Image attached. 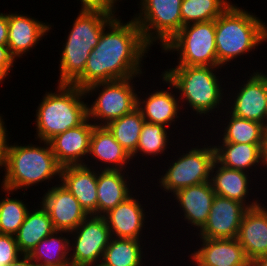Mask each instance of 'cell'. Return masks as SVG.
Returning a JSON list of instances; mask_svg holds the SVG:
<instances>
[{
	"mask_svg": "<svg viewBox=\"0 0 267 266\" xmlns=\"http://www.w3.org/2000/svg\"><path fill=\"white\" fill-rule=\"evenodd\" d=\"M30 208L26 218L14 235L19 251L28 255L31 250L44 238L48 237L55 229L47 210L38 203Z\"/></svg>",
	"mask_w": 267,
	"mask_h": 266,
	"instance_id": "obj_27",
	"label": "cell"
},
{
	"mask_svg": "<svg viewBox=\"0 0 267 266\" xmlns=\"http://www.w3.org/2000/svg\"><path fill=\"white\" fill-rule=\"evenodd\" d=\"M247 209L241 202L215 195L206 224L196 232V241L198 238H237Z\"/></svg>",
	"mask_w": 267,
	"mask_h": 266,
	"instance_id": "obj_16",
	"label": "cell"
},
{
	"mask_svg": "<svg viewBox=\"0 0 267 266\" xmlns=\"http://www.w3.org/2000/svg\"><path fill=\"white\" fill-rule=\"evenodd\" d=\"M144 121L140 110L135 108L130 113L111 121L106 127L115 140L132 156L137 149Z\"/></svg>",
	"mask_w": 267,
	"mask_h": 266,
	"instance_id": "obj_32",
	"label": "cell"
},
{
	"mask_svg": "<svg viewBox=\"0 0 267 266\" xmlns=\"http://www.w3.org/2000/svg\"><path fill=\"white\" fill-rule=\"evenodd\" d=\"M7 266H39L28 255L22 254L16 261L11 262Z\"/></svg>",
	"mask_w": 267,
	"mask_h": 266,
	"instance_id": "obj_40",
	"label": "cell"
},
{
	"mask_svg": "<svg viewBox=\"0 0 267 266\" xmlns=\"http://www.w3.org/2000/svg\"><path fill=\"white\" fill-rule=\"evenodd\" d=\"M123 0H108V2L117 10L119 7V2H122ZM126 1V0H125ZM118 5V6H117Z\"/></svg>",
	"mask_w": 267,
	"mask_h": 266,
	"instance_id": "obj_43",
	"label": "cell"
},
{
	"mask_svg": "<svg viewBox=\"0 0 267 266\" xmlns=\"http://www.w3.org/2000/svg\"><path fill=\"white\" fill-rule=\"evenodd\" d=\"M16 60L10 55L7 45H0V85L4 84L5 78L11 77V70L16 65ZM4 81V82H3Z\"/></svg>",
	"mask_w": 267,
	"mask_h": 266,
	"instance_id": "obj_37",
	"label": "cell"
},
{
	"mask_svg": "<svg viewBox=\"0 0 267 266\" xmlns=\"http://www.w3.org/2000/svg\"><path fill=\"white\" fill-rule=\"evenodd\" d=\"M251 266H267V255L257 257L251 262Z\"/></svg>",
	"mask_w": 267,
	"mask_h": 266,
	"instance_id": "obj_42",
	"label": "cell"
},
{
	"mask_svg": "<svg viewBox=\"0 0 267 266\" xmlns=\"http://www.w3.org/2000/svg\"><path fill=\"white\" fill-rule=\"evenodd\" d=\"M159 77L163 83L161 87L164 88L160 87L159 90L156 88L151 93L146 91L147 95L143 91L142 97L139 95L140 90L137 95V108L146 122L163 125L170 129L174 124L176 125V121H179V117L183 115L182 108L174 85L162 73Z\"/></svg>",
	"mask_w": 267,
	"mask_h": 266,
	"instance_id": "obj_13",
	"label": "cell"
},
{
	"mask_svg": "<svg viewBox=\"0 0 267 266\" xmlns=\"http://www.w3.org/2000/svg\"><path fill=\"white\" fill-rule=\"evenodd\" d=\"M214 141L215 160L220 165L248 173L250 171L251 174L254 170V173L258 171L260 173L259 168L263 170L261 168V144L215 142L217 144L214 145Z\"/></svg>",
	"mask_w": 267,
	"mask_h": 266,
	"instance_id": "obj_26",
	"label": "cell"
},
{
	"mask_svg": "<svg viewBox=\"0 0 267 266\" xmlns=\"http://www.w3.org/2000/svg\"><path fill=\"white\" fill-rule=\"evenodd\" d=\"M21 255L15 236L0 233V266H7Z\"/></svg>",
	"mask_w": 267,
	"mask_h": 266,
	"instance_id": "obj_35",
	"label": "cell"
},
{
	"mask_svg": "<svg viewBox=\"0 0 267 266\" xmlns=\"http://www.w3.org/2000/svg\"><path fill=\"white\" fill-rule=\"evenodd\" d=\"M236 239L250 262L267 255V206L263 202L245 211Z\"/></svg>",
	"mask_w": 267,
	"mask_h": 266,
	"instance_id": "obj_24",
	"label": "cell"
},
{
	"mask_svg": "<svg viewBox=\"0 0 267 266\" xmlns=\"http://www.w3.org/2000/svg\"><path fill=\"white\" fill-rule=\"evenodd\" d=\"M80 1V11H97L108 15H119V10H116L108 0H77ZM117 12V13H116Z\"/></svg>",
	"mask_w": 267,
	"mask_h": 266,
	"instance_id": "obj_36",
	"label": "cell"
},
{
	"mask_svg": "<svg viewBox=\"0 0 267 266\" xmlns=\"http://www.w3.org/2000/svg\"><path fill=\"white\" fill-rule=\"evenodd\" d=\"M224 116H219L216 121H221L220 137L216 142H230V143H246V144H261L265 126L259 122L247 120L229 113L226 108L219 111ZM226 112V113H225ZM224 120V121H223ZM227 120V121H226ZM223 123V124H222ZM224 125V126H223ZM222 135V136H221Z\"/></svg>",
	"mask_w": 267,
	"mask_h": 266,
	"instance_id": "obj_28",
	"label": "cell"
},
{
	"mask_svg": "<svg viewBox=\"0 0 267 266\" xmlns=\"http://www.w3.org/2000/svg\"><path fill=\"white\" fill-rule=\"evenodd\" d=\"M60 183L79 201L88 215H98L97 169L86 165L64 166Z\"/></svg>",
	"mask_w": 267,
	"mask_h": 266,
	"instance_id": "obj_23",
	"label": "cell"
},
{
	"mask_svg": "<svg viewBox=\"0 0 267 266\" xmlns=\"http://www.w3.org/2000/svg\"><path fill=\"white\" fill-rule=\"evenodd\" d=\"M68 235L69 232L54 230L42 239L28 256L39 266H57L70 261Z\"/></svg>",
	"mask_w": 267,
	"mask_h": 266,
	"instance_id": "obj_30",
	"label": "cell"
},
{
	"mask_svg": "<svg viewBox=\"0 0 267 266\" xmlns=\"http://www.w3.org/2000/svg\"><path fill=\"white\" fill-rule=\"evenodd\" d=\"M233 2L231 0H182V27L218 18Z\"/></svg>",
	"mask_w": 267,
	"mask_h": 266,
	"instance_id": "obj_34",
	"label": "cell"
},
{
	"mask_svg": "<svg viewBox=\"0 0 267 266\" xmlns=\"http://www.w3.org/2000/svg\"><path fill=\"white\" fill-rule=\"evenodd\" d=\"M88 156L85 165L97 170L128 171L130 167H133L131 163L134 164L132 157L115 140L106 126H94Z\"/></svg>",
	"mask_w": 267,
	"mask_h": 266,
	"instance_id": "obj_17",
	"label": "cell"
},
{
	"mask_svg": "<svg viewBox=\"0 0 267 266\" xmlns=\"http://www.w3.org/2000/svg\"><path fill=\"white\" fill-rule=\"evenodd\" d=\"M182 0H139L133 15L145 42L162 49L182 28Z\"/></svg>",
	"mask_w": 267,
	"mask_h": 266,
	"instance_id": "obj_10",
	"label": "cell"
},
{
	"mask_svg": "<svg viewBox=\"0 0 267 266\" xmlns=\"http://www.w3.org/2000/svg\"><path fill=\"white\" fill-rule=\"evenodd\" d=\"M250 175L254 176L242 170L226 168L215 160L211 169L210 183L216 195L241 202L247 208H253L261 203V199L249 198L251 195L249 193L253 189L250 184H254Z\"/></svg>",
	"mask_w": 267,
	"mask_h": 266,
	"instance_id": "obj_21",
	"label": "cell"
},
{
	"mask_svg": "<svg viewBox=\"0 0 267 266\" xmlns=\"http://www.w3.org/2000/svg\"><path fill=\"white\" fill-rule=\"evenodd\" d=\"M142 242L143 240L132 238L112 237L105 248L102 263L105 266H144L147 263L145 256L148 260L150 259L147 256L148 253H146L148 251H145L148 248L143 245L146 242Z\"/></svg>",
	"mask_w": 267,
	"mask_h": 266,
	"instance_id": "obj_29",
	"label": "cell"
},
{
	"mask_svg": "<svg viewBox=\"0 0 267 266\" xmlns=\"http://www.w3.org/2000/svg\"><path fill=\"white\" fill-rule=\"evenodd\" d=\"M169 67V69L166 68L164 71H161V73L176 88L177 93L179 94L178 97L182 112L187 108L186 110L194 112V116H200L202 117L201 119L206 118L205 120L208 122L207 117L208 119H212L209 117L212 115L214 119V113L218 114L217 111H219V109H225L224 107L226 106L224 105H226V103L224 102H226L225 97L227 94L226 92L228 91V88L225 86L228 82V86L231 82L233 85L234 81L226 80L225 82V80L223 81V76L222 78L221 76H217L223 72L221 71L222 67L184 65H174V67ZM188 107L190 109H188Z\"/></svg>",
	"mask_w": 267,
	"mask_h": 266,
	"instance_id": "obj_2",
	"label": "cell"
},
{
	"mask_svg": "<svg viewBox=\"0 0 267 266\" xmlns=\"http://www.w3.org/2000/svg\"><path fill=\"white\" fill-rule=\"evenodd\" d=\"M55 91H45L35 113V139L49 142L56 135L82 124L87 117L84 89L72 84H58Z\"/></svg>",
	"mask_w": 267,
	"mask_h": 266,
	"instance_id": "obj_5",
	"label": "cell"
},
{
	"mask_svg": "<svg viewBox=\"0 0 267 266\" xmlns=\"http://www.w3.org/2000/svg\"><path fill=\"white\" fill-rule=\"evenodd\" d=\"M86 266H105V265L101 262V263H95V264L86 265Z\"/></svg>",
	"mask_w": 267,
	"mask_h": 266,
	"instance_id": "obj_45",
	"label": "cell"
},
{
	"mask_svg": "<svg viewBox=\"0 0 267 266\" xmlns=\"http://www.w3.org/2000/svg\"><path fill=\"white\" fill-rule=\"evenodd\" d=\"M169 130L171 129H168L163 125L144 121L142 131L139 135L137 149L131 156L132 160H136L135 162L139 161L137 159H134L137 158V156L138 158L139 156H141L140 158L145 156L147 157V160L150 157L151 158L149 160H152V158L157 160L156 157L159 158L166 154L165 152L167 151V149H171L170 146H172V144L170 143L172 142V139L170 141L172 131L170 133Z\"/></svg>",
	"mask_w": 267,
	"mask_h": 266,
	"instance_id": "obj_31",
	"label": "cell"
},
{
	"mask_svg": "<svg viewBox=\"0 0 267 266\" xmlns=\"http://www.w3.org/2000/svg\"><path fill=\"white\" fill-rule=\"evenodd\" d=\"M161 52L176 53V65L217 66L215 20L183 26Z\"/></svg>",
	"mask_w": 267,
	"mask_h": 266,
	"instance_id": "obj_9",
	"label": "cell"
},
{
	"mask_svg": "<svg viewBox=\"0 0 267 266\" xmlns=\"http://www.w3.org/2000/svg\"><path fill=\"white\" fill-rule=\"evenodd\" d=\"M1 192L0 194L3 196L4 192L5 196L0 198V233L15 235L24 222L30 206L18 197L13 198V190L1 186Z\"/></svg>",
	"mask_w": 267,
	"mask_h": 266,
	"instance_id": "obj_33",
	"label": "cell"
},
{
	"mask_svg": "<svg viewBox=\"0 0 267 266\" xmlns=\"http://www.w3.org/2000/svg\"><path fill=\"white\" fill-rule=\"evenodd\" d=\"M260 149H261L262 166L264 167V169H267V126L265 127L263 132V138ZM265 171L267 172V170Z\"/></svg>",
	"mask_w": 267,
	"mask_h": 266,
	"instance_id": "obj_41",
	"label": "cell"
},
{
	"mask_svg": "<svg viewBox=\"0 0 267 266\" xmlns=\"http://www.w3.org/2000/svg\"><path fill=\"white\" fill-rule=\"evenodd\" d=\"M118 15L79 11L66 35L59 58L58 84H72L83 72L89 54L99 43L104 27Z\"/></svg>",
	"mask_w": 267,
	"mask_h": 266,
	"instance_id": "obj_6",
	"label": "cell"
},
{
	"mask_svg": "<svg viewBox=\"0 0 267 266\" xmlns=\"http://www.w3.org/2000/svg\"><path fill=\"white\" fill-rule=\"evenodd\" d=\"M200 245L188 256L194 266H249L243 247L236 238H200Z\"/></svg>",
	"mask_w": 267,
	"mask_h": 266,
	"instance_id": "obj_18",
	"label": "cell"
},
{
	"mask_svg": "<svg viewBox=\"0 0 267 266\" xmlns=\"http://www.w3.org/2000/svg\"><path fill=\"white\" fill-rule=\"evenodd\" d=\"M49 186H52L49 188ZM39 202L47 210L55 230L72 232L88 216L79 201L59 182L49 185Z\"/></svg>",
	"mask_w": 267,
	"mask_h": 266,
	"instance_id": "obj_15",
	"label": "cell"
},
{
	"mask_svg": "<svg viewBox=\"0 0 267 266\" xmlns=\"http://www.w3.org/2000/svg\"><path fill=\"white\" fill-rule=\"evenodd\" d=\"M252 71L249 76L245 73L248 79L242 80L243 83L239 80L237 85L240 86L236 85L235 88L237 92L232 87L231 92L230 90L226 92L228 94H226L225 108H228L226 110L233 115L259 122L266 127L267 72L264 73L260 69H256V71L252 69ZM240 82L241 84H239Z\"/></svg>",
	"mask_w": 267,
	"mask_h": 266,
	"instance_id": "obj_12",
	"label": "cell"
},
{
	"mask_svg": "<svg viewBox=\"0 0 267 266\" xmlns=\"http://www.w3.org/2000/svg\"><path fill=\"white\" fill-rule=\"evenodd\" d=\"M135 78L141 77L99 82L84 89L88 99L95 94L91 104L87 103V117L95 126H106L137 108L138 87L135 82L140 79Z\"/></svg>",
	"mask_w": 267,
	"mask_h": 266,
	"instance_id": "obj_8",
	"label": "cell"
},
{
	"mask_svg": "<svg viewBox=\"0 0 267 266\" xmlns=\"http://www.w3.org/2000/svg\"><path fill=\"white\" fill-rule=\"evenodd\" d=\"M131 177L128 171L97 170L98 216H104L133 193L135 194L136 186L133 185L136 183L130 181L133 180Z\"/></svg>",
	"mask_w": 267,
	"mask_h": 266,
	"instance_id": "obj_25",
	"label": "cell"
},
{
	"mask_svg": "<svg viewBox=\"0 0 267 266\" xmlns=\"http://www.w3.org/2000/svg\"><path fill=\"white\" fill-rule=\"evenodd\" d=\"M70 261L77 266L101 263L112 236L104 216L88 215L69 233Z\"/></svg>",
	"mask_w": 267,
	"mask_h": 266,
	"instance_id": "obj_11",
	"label": "cell"
},
{
	"mask_svg": "<svg viewBox=\"0 0 267 266\" xmlns=\"http://www.w3.org/2000/svg\"><path fill=\"white\" fill-rule=\"evenodd\" d=\"M57 266H77L76 264H74L72 261H68L62 265H57Z\"/></svg>",
	"mask_w": 267,
	"mask_h": 266,
	"instance_id": "obj_44",
	"label": "cell"
},
{
	"mask_svg": "<svg viewBox=\"0 0 267 266\" xmlns=\"http://www.w3.org/2000/svg\"><path fill=\"white\" fill-rule=\"evenodd\" d=\"M8 13V50L17 60L40 44V41L52 31V23L39 21L38 18L23 13V11ZM23 13V14H22Z\"/></svg>",
	"mask_w": 267,
	"mask_h": 266,
	"instance_id": "obj_14",
	"label": "cell"
},
{
	"mask_svg": "<svg viewBox=\"0 0 267 266\" xmlns=\"http://www.w3.org/2000/svg\"><path fill=\"white\" fill-rule=\"evenodd\" d=\"M139 195L141 194L137 195V199V196L132 194L104 215L112 237L144 240L143 230L149 216L145 210L147 204L141 203Z\"/></svg>",
	"mask_w": 267,
	"mask_h": 266,
	"instance_id": "obj_19",
	"label": "cell"
},
{
	"mask_svg": "<svg viewBox=\"0 0 267 266\" xmlns=\"http://www.w3.org/2000/svg\"><path fill=\"white\" fill-rule=\"evenodd\" d=\"M264 42H267V23L237 3H232L215 19L217 67L226 70L232 61L254 52Z\"/></svg>",
	"mask_w": 267,
	"mask_h": 266,
	"instance_id": "obj_4",
	"label": "cell"
},
{
	"mask_svg": "<svg viewBox=\"0 0 267 266\" xmlns=\"http://www.w3.org/2000/svg\"><path fill=\"white\" fill-rule=\"evenodd\" d=\"M125 22L116 16L104 27L84 72L72 85L85 89L99 82L143 76L144 58L151 47L133 17Z\"/></svg>",
	"mask_w": 267,
	"mask_h": 266,
	"instance_id": "obj_1",
	"label": "cell"
},
{
	"mask_svg": "<svg viewBox=\"0 0 267 266\" xmlns=\"http://www.w3.org/2000/svg\"><path fill=\"white\" fill-rule=\"evenodd\" d=\"M8 13L0 12V45L8 42Z\"/></svg>",
	"mask_w": 267,
	"mask_h": 266,
	"instance_id": "obj_39",
	"label": "cell"
},
{
	"mask_svg": "<svg viewBox=\"0 0 267 266\" xmlns=\"http://www.w3.org/2000/svg\"><path fill=\"white\" fill-rule=\"evenodd\" d=\"M185 148L187 151H181L180 155H175L176 157L171 160V163H166L168 168L164 166L162 175L160 174L159 179H157V186L164 193H171L170 197L176 193L178 190L187 188L189 186L198 185L204 182L210 181L211 169L215 161V149L213 142L207 144L204 142L203 146L199 143L193 147ZM209 145V146H208ZM170 165V166H169ZM159 180V181H158Z\"/></svg>",
	"mask_w": 267,
	"mask_h": 266,
	"instance_id": "obj_7",
	"label": "cell"
},
{
	"mask_svg": "<svg viewBox=\"0 0 267 266\" xmlns=\"http://www.w3.org/2000/svg\"><path fill=\"white\" fill-rule=\"evenodd\" d=\"M215 192L209 182L189 186L178 190L173 194V199L178 203L175 204L181 210V218L187 225L192 226L198 232L203 228L208 220L211 205L215 197Z\"/></svg>",
	"mask_w": 267,
	"mask_h": 266,
	"instance_id": "obj_22",
	"label": "cell"
},
{
	"mask_svg": "<svg viewBox=\"0 0 267 266\" xmlns=\"http://www.w3.org/2000/svg\"><path fill=\"white\" fill-rule=\"evenodd\" d=\"M94 126V123L87 118L79 126L68 129L49 141L56 160L62 167L85 165Z\"/></svg>",
	"mask_w": 267,
	"mask_h": 266,
	"instance_id": "obj_20",
	"label": "cell"
},
{
	"mask_svg": "<svg viewBox=\"0 0 267 266\" xmlns=\"http://www.w3.org/2000/svg\"><path fill=\"white\" fill-rule=\"evenodd\" d=\"M3 114L0 113V170L3 172L6 163V150L8 142H10L9 130H7Z\"/></svg>",
	"mask_w": 267,
	"mask_h": 266,
	"instance_id": "obj_38",
	"label": "cell"
},
{
	"mask_svg": "<svg viewBox=\"0 0 267 266\" xmlns=\"http://www.w3.org/2000/svg\"><path fill=\"white\" fill-rule=\"evenodd\" d=\"M12 142L7 145L5 172L0 186L17 192L43 182V185L47 182V186L49 181L52 185L55 181L60 182L62 166L57 162L49 142L38 140L39 145Z\"/></svg>",
	"mask_w": 267,
	"mask_h": 266,
	"instance_id": "obj_3",
	"label": "cell"
}]
</instances>
